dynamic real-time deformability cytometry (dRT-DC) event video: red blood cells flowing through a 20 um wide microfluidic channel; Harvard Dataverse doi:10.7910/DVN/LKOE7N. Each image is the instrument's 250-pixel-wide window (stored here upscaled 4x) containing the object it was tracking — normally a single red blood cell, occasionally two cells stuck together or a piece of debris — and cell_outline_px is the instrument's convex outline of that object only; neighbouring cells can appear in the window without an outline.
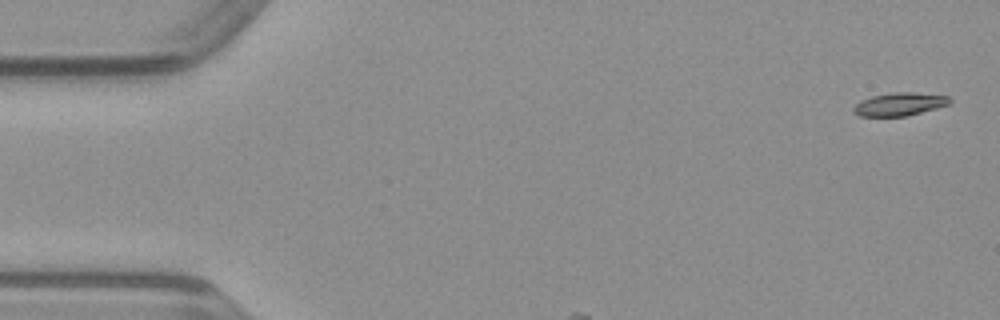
{"species": "common noctule bat (a hibernating species)", "species_latin": "Nyctalus noctula", "temperature_condition": "warm", "stored_images_in_passage": 6, "camera_frame_rate_fps": 3000, "um_per_image_px": 0.085, "animal": {"sex": "male", "body_mass_g": 23.1, "forearm_length_mm": 52.7}, "frame": {"image": 1, "passage_image": 1, "time_ms": 0.0, "image_size_px": [1000, 320], "cell_outline_px": [[952, 100], [948, 104], [936, 108], [904, 116], [860, 116], [852, 112], [852, 108], [860, 100], [872, 96], [892, 92], [916, 92], [948, 96]], "centroid_in_image_um": [76.42, 8.84], "position_along_channel_um": 8.6, "area_um2": 12.89}}